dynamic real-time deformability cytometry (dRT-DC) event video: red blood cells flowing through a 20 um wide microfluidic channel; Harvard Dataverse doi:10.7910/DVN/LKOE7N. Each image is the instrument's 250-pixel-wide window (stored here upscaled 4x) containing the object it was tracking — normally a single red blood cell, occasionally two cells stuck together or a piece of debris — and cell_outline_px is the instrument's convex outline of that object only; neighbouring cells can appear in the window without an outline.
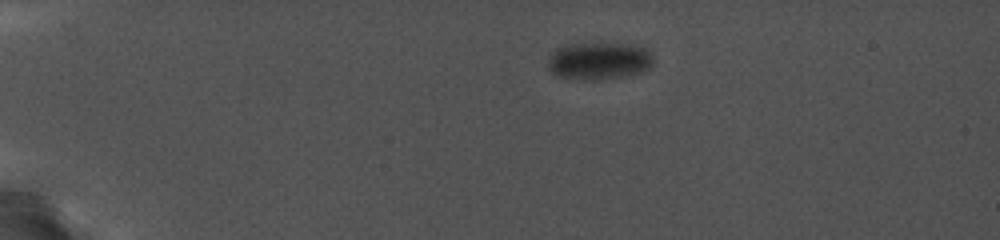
{"species": "common noctule bat (a hibernating species)", "species_latin": "Nyctalus noctula", "temperature_condition": "cold", "stored_images_in_passage": 4, "camera_frame_rate_fps": 5000, "um_per_image_px": 0.085, "animal": {"sex": "female", "body_mass_g": 19.0, "forearm_length_mm": 56.7}, "frame": {"image": 1, "passage_image": 1, "time_ms": 0.0, "image_size_px": [1000, 240], "cell_outline_px": [[652, 64], [648, 68], [640, 72], [624, 76], [596, 80], [580, 80], [560, 76], [552, 72], [548, 68], [548, 64], [552, 52], [556, 48], [568, 44], [636, 44], [644, 48], [652, 56]], "centroid_in_image_um": [50.9, 5.18], "position_along_channel_um": 34.1, "area_um2": 22.72}}